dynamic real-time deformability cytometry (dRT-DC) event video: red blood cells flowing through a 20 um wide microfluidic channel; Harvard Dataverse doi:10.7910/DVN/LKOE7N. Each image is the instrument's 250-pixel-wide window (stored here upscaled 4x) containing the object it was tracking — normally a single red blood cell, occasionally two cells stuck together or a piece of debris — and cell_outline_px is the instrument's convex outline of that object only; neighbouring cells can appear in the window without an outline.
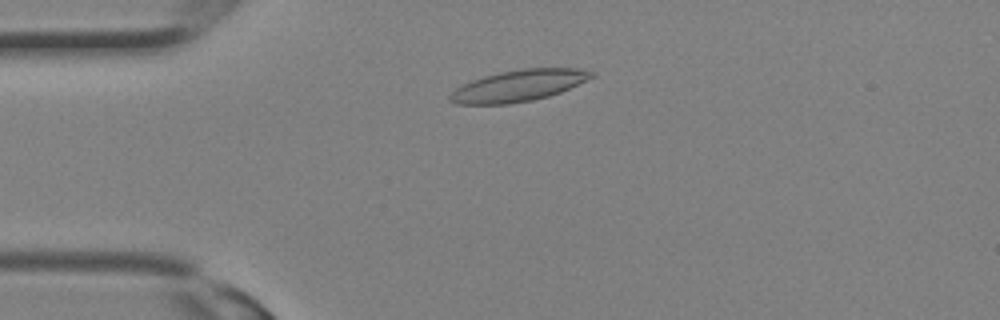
{"species": "Egyptian fruit bat (a non-hibernating species)", "species_latin": "Rousettus aegyptiacus", "temperature_condition": "room temperature", "stored_images_in_passage": 28, "camera_frame_rate_fps": 3000, "um_per_image_px": 0.085, "animal": {"sex": "female"}, "frame": {"image": 1, "passage_image": 5, "time_ms": 1.333, "image_size_px": [1000, 320], "cell_outline_px": [[596, 76], [560, 92], [548, 96], [532, 100], [508, 104], [456, 104], [448, 100], [448, 96], [456, 88], [472, 80], [484, 76], [500, 72], [520, 68], [580, 68], [596, 72]], "centroid_in_image_um": [44.1, 7.27], "position_along_channel_um": 40.9, "area_um2": 25.95}}
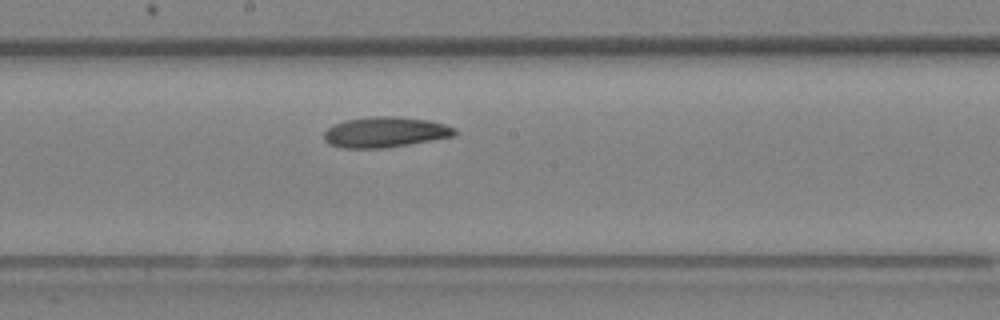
{"frame": {"image": 2, "passage_image": 14, "time_ms": 4.333, "image_size_px": [1000, 320], "cell_outline_px": [[456, 136], [384, 148], [340, 148], [328, 144], [324, 140], [324, 132], [332, 124], [344, 120], [372, 116], [392, 116], [428, 120], [444, 124], [456, 128]], "centroid_in_image_um": [32.7, 11.23], "position_along_channel_um": 215.5, "area_um2": 23.35}}
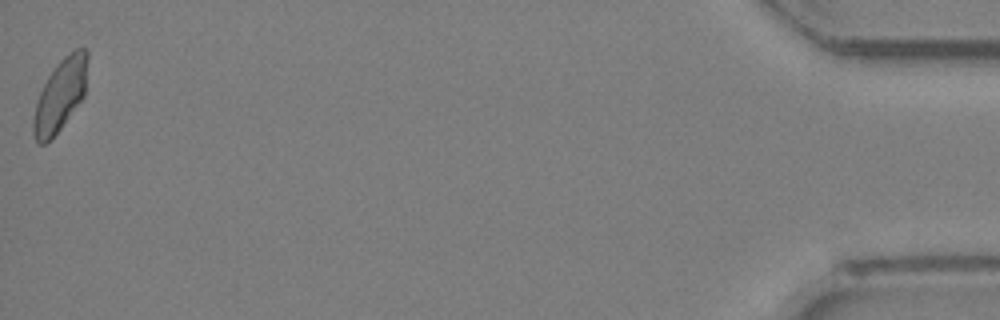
{"frame": {"image": 3, "passage_image": 28, "time_ms": 9.0, "image_size_px": [1000, 320], "cell_outline_px": [[88, 60], [84, 96], [60, 128], [44, 144], [40, 144], [36, 140], [32, 132], [32, 120], [36, 100], [48, 76], [56, 64], [64, 56], [76, 48], [88, 48]], "centroid_in_image_um": [5.12, 8.04], "position_along_channel_um": 430.1, "area_um2": 22.6}}